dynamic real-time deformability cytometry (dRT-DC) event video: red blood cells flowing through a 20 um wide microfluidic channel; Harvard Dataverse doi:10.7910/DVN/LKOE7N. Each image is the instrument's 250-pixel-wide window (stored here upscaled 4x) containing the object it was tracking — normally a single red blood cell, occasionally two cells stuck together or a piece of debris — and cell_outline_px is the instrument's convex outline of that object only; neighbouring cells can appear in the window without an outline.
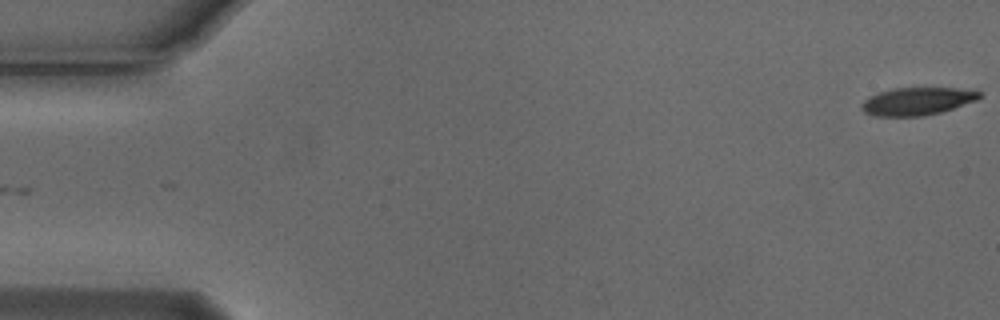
{"species": "Egyptian fruit bat (a non-hibernating species)", "species_latin": "Rousettus aegyptiacus", "temperature_condition": "cold", "stored_images_in_passage": 6, "camera_frame_rate_fps": 3000, "um_per_image_px": 0.085, "animal": {"sex": "male"}, "frame": {"image": 1, "passage_image": 6, "time_ms": 1.667, "image_size_px": [1000, 320], "cell_outline_px": [[984, 96], [976, 100], [940, 112], [924, 116], [876, 116], [864, 112], [860, 108], [860, 104], [864, 100], [880, 92], [892, 88], [956, 88], [980, 92]], "centroid_in_image_um": [77.94, 8.61], "position_along_channel_um": 7.1, "area_um2": 18.84}}